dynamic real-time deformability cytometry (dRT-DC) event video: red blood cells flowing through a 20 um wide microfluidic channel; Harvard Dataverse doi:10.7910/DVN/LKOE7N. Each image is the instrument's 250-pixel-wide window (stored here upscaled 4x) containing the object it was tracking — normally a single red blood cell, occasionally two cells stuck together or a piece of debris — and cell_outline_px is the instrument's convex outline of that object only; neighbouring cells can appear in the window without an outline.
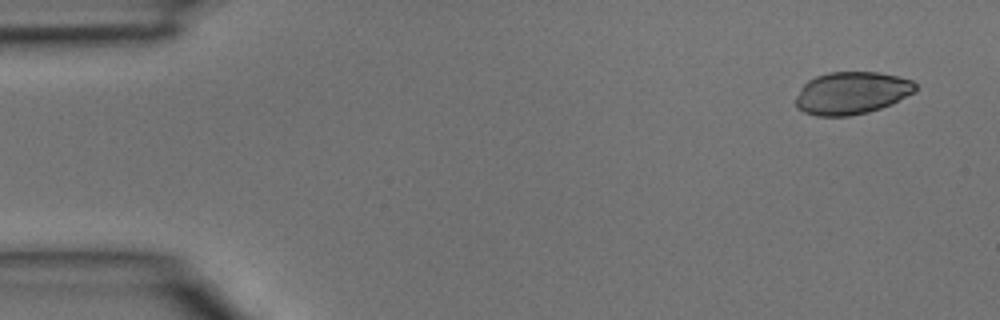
{"species": "common noctule bat (a hibernating species)", "species_latin": "Nyctalus noctula", "temperature_condition": "room temperature", "stored_images_in_passage": 3, "camera_frame_rate_fps": 3000, "um_per_image_px": 0.085, "animal": {"sex": "male", "body_mass_g": 15.6}, "frame": {"image": 1, "passage_image": 1, "time_ms": 0.0, "image_size_px": [1000, 320], "cell_outline_px": [[916, 88], [912, 92], [892, 104], [868, 112], [848, 116], [816, 116], [804, 112], [796, 108], [796, 96], [800, 88], [808, 80], [816, 76], [828, 72], [880, 72], [912, 80], [916, 84]], "centroid_in_image_um": [72.35, 7.91], "position_along_channel_um": 12.7, "area_um2": 29.59}}